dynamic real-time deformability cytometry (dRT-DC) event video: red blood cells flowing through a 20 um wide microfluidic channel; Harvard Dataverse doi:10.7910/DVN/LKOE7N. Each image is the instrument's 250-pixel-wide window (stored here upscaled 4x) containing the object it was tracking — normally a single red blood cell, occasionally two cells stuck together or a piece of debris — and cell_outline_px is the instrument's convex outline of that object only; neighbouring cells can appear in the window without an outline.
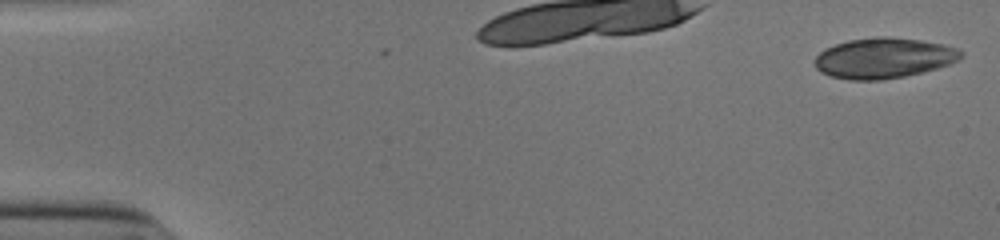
{"species": "human", "species_latin": "Homo sapiens", "temperature_condition": "cold", "stored_images_in_passage": 10, "camera_frame_rate_fps": 3000, "um_per_image_px": 0.085, "donor": {"sex": "male"}, "frame": {"image": 1, "passage_image": 1, "time_ms": 0.0, "image_size_px": [1000, 240], "cell_outline_px": [[964, 56], [960, 60], [936, 68], [904, 76], [880, 80], [848, 80], [832, 76], [820, 72], [816, 68], [816, 56], [824, 48], [848, 40], [876, 36], [884, 36], [920, 40], [960, 48], [964, 52]], "centroid_in_image_um": [75.13, 4.93], "position_along_channel_um": 9.9, "area_um2": 34.45}}